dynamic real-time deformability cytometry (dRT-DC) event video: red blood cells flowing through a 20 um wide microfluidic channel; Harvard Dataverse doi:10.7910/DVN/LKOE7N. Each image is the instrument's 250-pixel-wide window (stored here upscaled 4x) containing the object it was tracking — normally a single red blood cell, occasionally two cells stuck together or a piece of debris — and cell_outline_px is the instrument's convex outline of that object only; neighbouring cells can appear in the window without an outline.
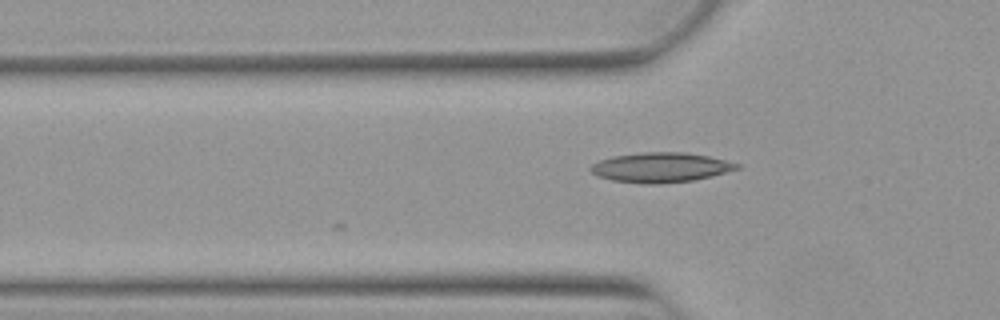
{"species": "Egyptian fruit bat (a non-hibernating species)", "species_latin": "Rousettus aegyptiacus", "temperature_condition": "warm", "stored_images_in_passage": 7, "camera_frame_rate_fps": 3000, "um_per_image_px": 0.085, "animal": {"sex": "female"}, "frame": {"image": 1, "passage_image": 2, "time_ms": 0.333, "image_size_px": [1000, 320], "cell_outline_px": [[740, 168], [712, 176], [692, 180], [656, 184], [644, 184], [612, 180], [596, 176], [588, 168], [592, 164], [600, 160], [612, 156], [644, 152], [688, 152], [708, 156], [740, 164]], "centroid_in_image_um": [56.13, 14.23], "position_along_channel_um": 69.7, "area_um2": 25.37}}
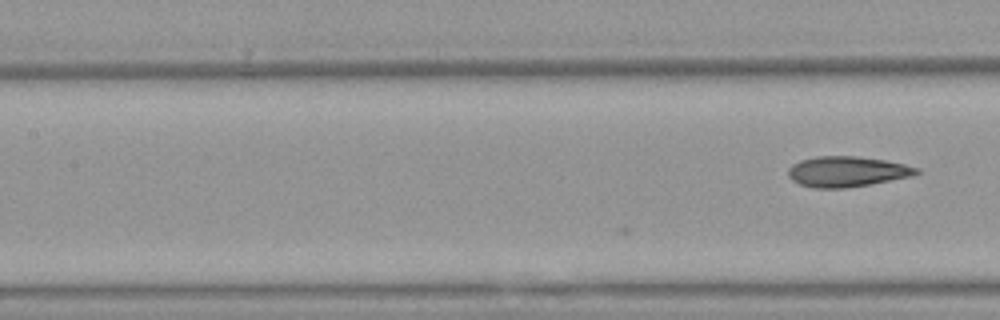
{"frame": {"image": 2, "passage_image": 7, "time_ms": 2.0, "image_size_px": [1000, 320], "cell_outline_px": [[920, 172], [912, 176], [848, 188], [812, 188], [800, 184], [792, 180], [788, 176], [788, 168], [792, 164], [800, 160], [816, 156], [856, 156], [884, 160], [904, 164], [920, 168]], "centroid_in_image_um": [71.97, 14.58], "position_along_channel_um": 135.4, "area_um2": 22.83}}